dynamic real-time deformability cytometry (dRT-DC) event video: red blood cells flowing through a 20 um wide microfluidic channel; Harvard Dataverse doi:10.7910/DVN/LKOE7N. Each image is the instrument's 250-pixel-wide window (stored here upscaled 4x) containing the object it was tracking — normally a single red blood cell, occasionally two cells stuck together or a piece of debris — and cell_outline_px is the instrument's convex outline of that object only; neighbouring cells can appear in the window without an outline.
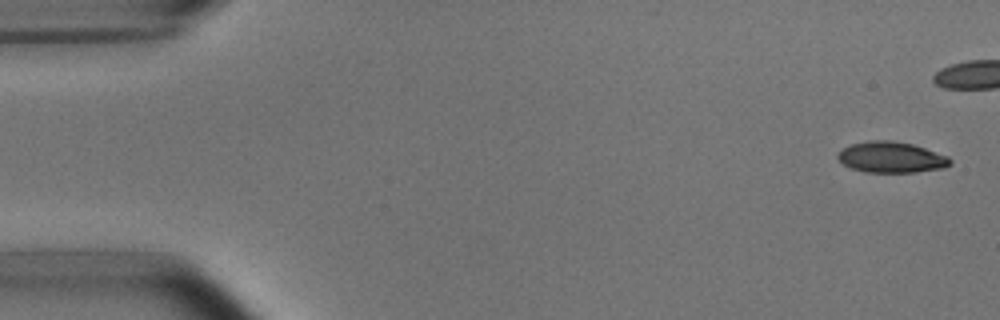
{"species": "common noctule bat (a hibernating species)", "species_latin": "Nyctalus noctula", "temperature_condition": "room temperature", "stored_images_in_passage": 7, "camera_frame_rate_fps": 3000, "um_per_image_px": 0.085, "animal": {"sex": "male", "body_mass_g": 15.6}, "frame": {"image": 1, "passage_image": 1, "time_ms": 0.0, "image_size_px": [1000, 320], "cell_outline_px": [[952, 164], [944, 168], [916, 172], [864, 172], [852, 168], [844, 164], [836, 156], [844, 148], [852, 144], [868, 140], [892, 140], [912, 144], [948, 156], [952, 160]], "centroid_in_image_um": [75.79, 13.37], "position_along_channel_um": 9.2, "area_um2": 20.17}}